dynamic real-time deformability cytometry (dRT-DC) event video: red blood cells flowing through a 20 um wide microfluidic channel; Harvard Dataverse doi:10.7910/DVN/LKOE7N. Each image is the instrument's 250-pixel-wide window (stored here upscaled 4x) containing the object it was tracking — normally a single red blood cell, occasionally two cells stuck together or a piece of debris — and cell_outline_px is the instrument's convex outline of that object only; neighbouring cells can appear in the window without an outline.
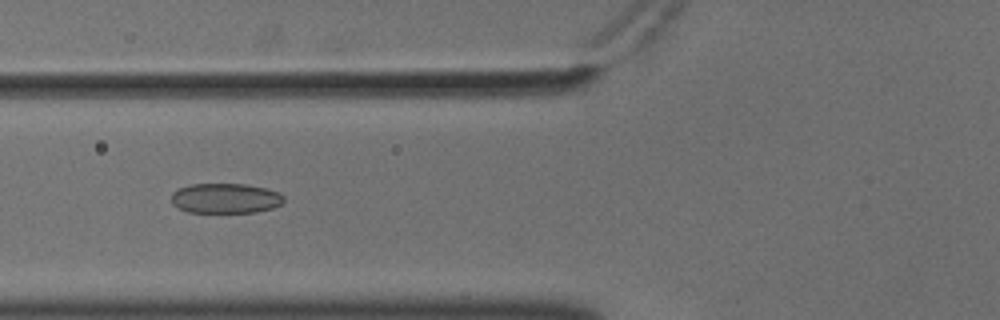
{"species": "common noctule bat (a hibernating species)", "species_latin": "Nyctalus noctula", "temperature_condition": "cold", "stored_images_in_passage": 57, "camera_frame_rate_fps": 3000, "um_per_image_px": 0.085, "animal": {"sex": "male", "body_mass_g": 18.8}, "frame": {"image": 1, "passage_image": 23, "time_ms": 7.333, "image_size_px": [1000, 320], "cell_outline_px": [[284, 200], [280, 204], [272, 208], [256, 212], [188, 212], [176, 208], [172, 204], [172, 192], [180, 188], [192, 184], [248, 184], [268, 188], [280, 192], [284, 196]], "centroid_in_image_um": [19.18, 16.85], "position_along_channel_um": 106.6, "area_um2": 19.83}}
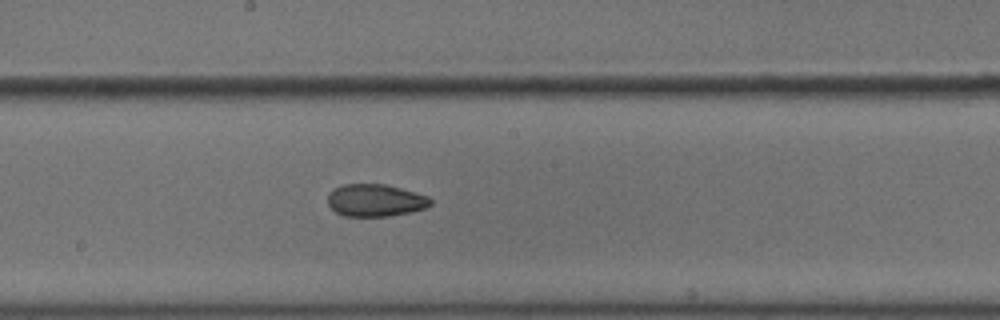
{"frame": {"image": 2, "passage_image": 32, "time_ms": 10.333, "image_size_px": [1000, 320], "cell_outline_px": [[432, 204], [424, 208], [412, 212], [388, 216], [344, 216], [336, 212], [328, 204], [328, 196], [336, 188], [344, 184], [384, 184], [416, 192], [428, 196], [432, 200]], "centroid_in_image_um": [31.94, 17.03], "position_along_channel_um": 216.3, "area_um2": 19.25}}
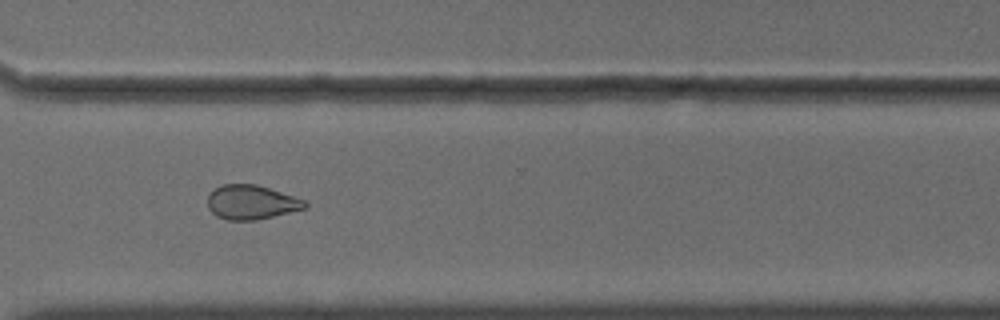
{"frame": {"image": 3, "passage_image": 43, "time_ms": 14.0, "image_size_px": [1000, 320], "cell_outline_px": [[308, 208], [256, 220], [228, 220], [216, 216], [208, 208], [208, 196], [216, 188], [224, 184], [256, 184], [304, 200], [308, 204]], "centroid_in_image_um": [21.37, 17.2], "position_along_channel_um": 349.2, "area_um2": 19.25}, "authors_computed_cell_mechanics": {"area_um2": 20.808, "velocity_mm_per_s": 3.6349, "shape_relaxation_time_tau1_ms": 8.8412, "shape_relaxation_time_tau2_ms": 4.6969, "deformation_change_tau1": 0.1452, "deformation_change_tau2": 0.1075}}